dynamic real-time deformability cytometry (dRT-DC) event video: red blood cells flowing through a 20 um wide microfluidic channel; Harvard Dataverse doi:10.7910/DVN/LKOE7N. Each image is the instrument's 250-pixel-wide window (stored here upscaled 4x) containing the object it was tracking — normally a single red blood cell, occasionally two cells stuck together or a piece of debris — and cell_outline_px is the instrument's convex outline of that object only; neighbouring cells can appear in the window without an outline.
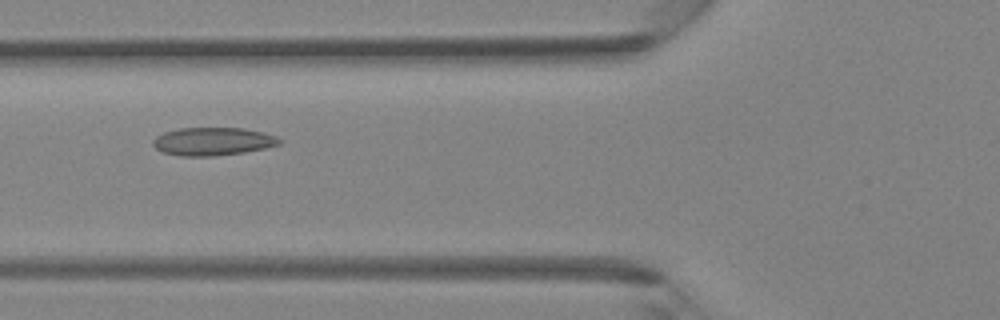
{"species": "Egyptian fruit bat (a non-hibernating species)", "species_latin": "Rousettus aegyptiacus", "temperature_condition": "room temperature", "stored_images_in_passage": 38, "camera_frame_rate_fps": 3000, "um_per_image_px": 0.085, "animal": {"sex": "female"}, "frame": {"image": 1, "passage_image": 12, "time_ms": 3.667, "image_size_px": [1000, 320], "cell_outline_px": [[284, 140], [280, 144], [264, 148], [244, 152], [216, 156], [180, 156], [164, 152], [156, 148], [152, 144], [152, 140], [156, 136], [164, 132], [180, 128], [244, 128], [264, 132], [276, 136]], "centroid_in_image_um": [18.11, 12.02], "position_along_channel_um": 107.7, "area_um2": 20.75}}
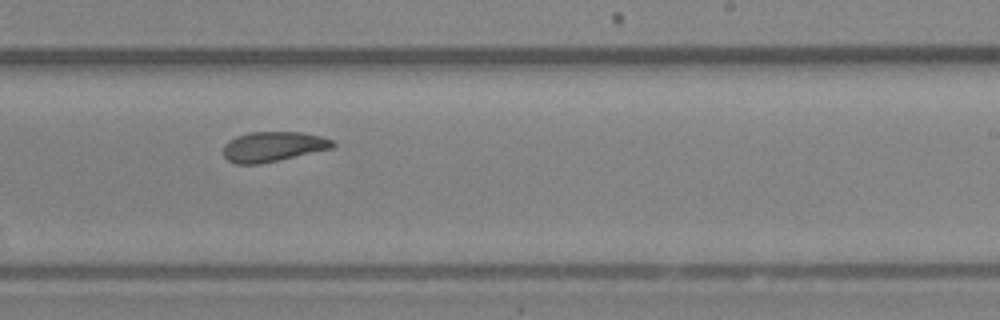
{"frame": {"image": 2, "passage_image": 22, "time_ms": 7.0, "image_size_px": [1000, 320], "cell_outline_px": [[336, 144], [332, 148], [260, 164], [236, 164], [228, 160], [224, 156], [224, 144], [228, 140], [236, 136], [248, 132], [304, 132], [320, 136], [332, 140]], "centroid_in_image_um": [23.18, 12.45], "position_along_channel_um": 265.8, "area_um2": 19.07}}
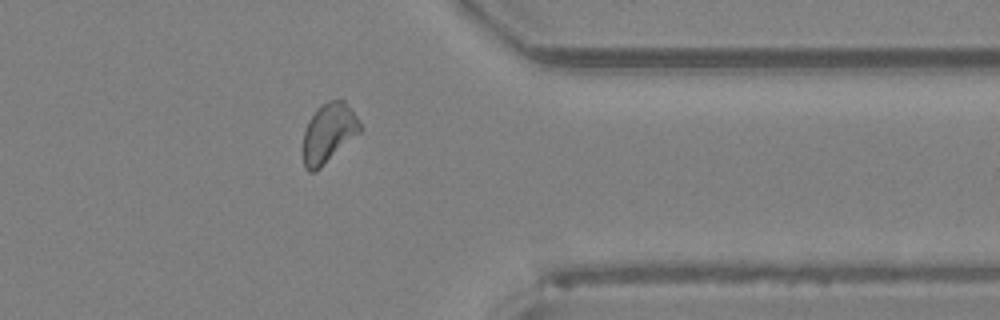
{"frame": {"image": 3, "passage_image": 30, "time_ms": 9.667, "image_size_px": [1000, 320], "cell_outline_px": [[360, 132], [316, 172], [308, 172], [304, 168], [304, 132], [308, 120], [316, 108], [320, 104], [328, 100], [344, 100], [356, 116], [360, 124]], "centroid_in_image_um": [27.91, 11.3], "position_along_channel_um": 383.5, "area_um2": 19.59}}